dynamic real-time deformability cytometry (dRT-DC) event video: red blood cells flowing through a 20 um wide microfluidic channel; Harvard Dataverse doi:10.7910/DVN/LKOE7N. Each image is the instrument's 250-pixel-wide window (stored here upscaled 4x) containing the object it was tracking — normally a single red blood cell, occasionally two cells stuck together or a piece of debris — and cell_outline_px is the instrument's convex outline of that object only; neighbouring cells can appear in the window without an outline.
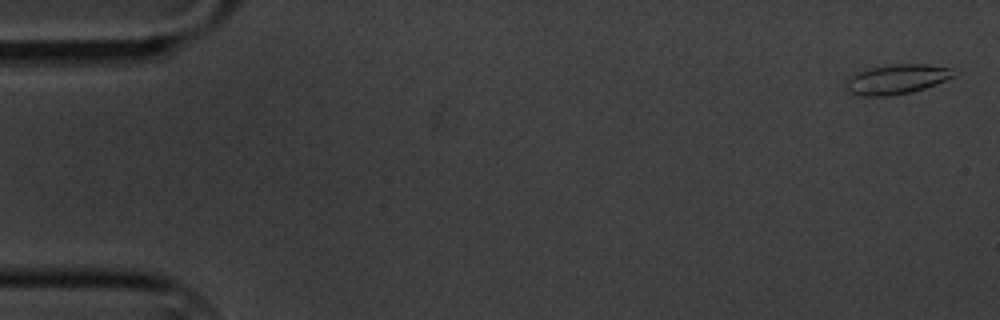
{"species": "common noctule bat (a hibernating species)", "species_latin": "Nyctalus noctula", "temperature_condition": "cold", "stored_images_in_passage": 4, "camera_frame_rate_fps": 3000, "um_per_image_px": 0.085, "animal": {"sex": "male", "body_mass_g": 20.1, "forearm_length_mm": 53.5}, "frame": {"image": 1, "passage_image": 1, "time_ms": 0.0, "image_size_px": [1000, 320], "cell_outline_px": [[964, 72], [960, 76], [912, 92], [888, 96], [860, 96], [848, 92], [844, 88], [848, 76], [856, 72], [872, 68], [892, 64], [928, 64], [952, 68]], "centroid_in_image_um": [76.31, 6.73], "position_along_channel_um": 8.7, "area_um2": 19.31}}